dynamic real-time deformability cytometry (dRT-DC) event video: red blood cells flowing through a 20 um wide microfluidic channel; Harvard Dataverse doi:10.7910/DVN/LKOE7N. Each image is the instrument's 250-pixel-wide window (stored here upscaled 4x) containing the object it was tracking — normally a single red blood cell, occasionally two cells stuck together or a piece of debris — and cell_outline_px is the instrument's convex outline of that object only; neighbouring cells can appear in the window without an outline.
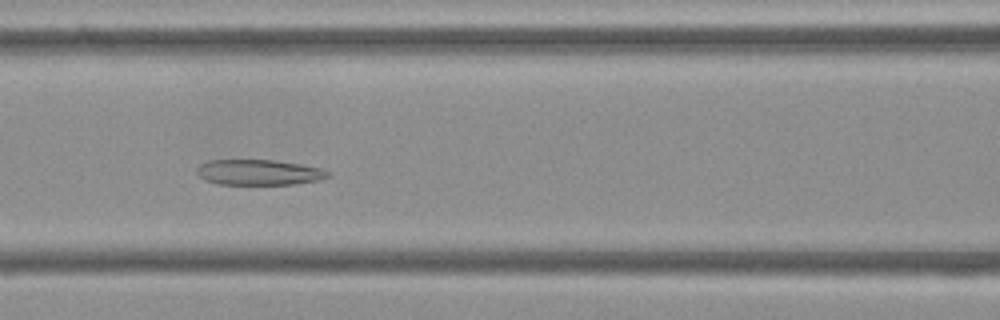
{"species": "Egyptian fruit bat (a non-hibernating species)", "species_latin": "Rousettus aegyptiacus", "temperature_condition": "cold", "stored_images_in_passage": 54, "camera_frame_rate_fps": 3000, "um_per_image_px": 0.085, "frame": {"image": 1, "passage_image": 23, "time_ms": 7.333, "image_size_px": [1000, 320], "cell_outline_px": [[332, 176], [320, 180], [292, 184], [216, 184], [204, 180], [196, 172], [196, 168], [200, 164], [208, 160], [272, 160], [300, 164], [324, 168], [332, 172]], "centroid_in_image_um": [22.04, 14.65], "position_along_channel_um": 144.6, "area_um2": 19.71}}
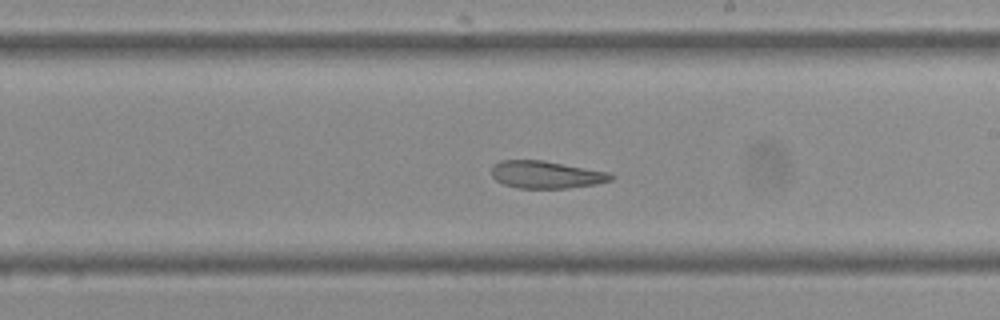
{"frame": {"image": 2, "passage_image": 31, "time_ms": 10.0, "image_size_px": [1000, 320], "cell_outline_px": [[616, 176], [612, 180], [596, 184], [568, 188], [516, 188], [504, 184], [496, 180], [492, 176], [492, 164], [500, 160], [544, 160], [608, 172]], "centroid_in_image_um": [46.41, 14.84], "position_along_channel_um": 242.6, "area_um2": 19.19}}
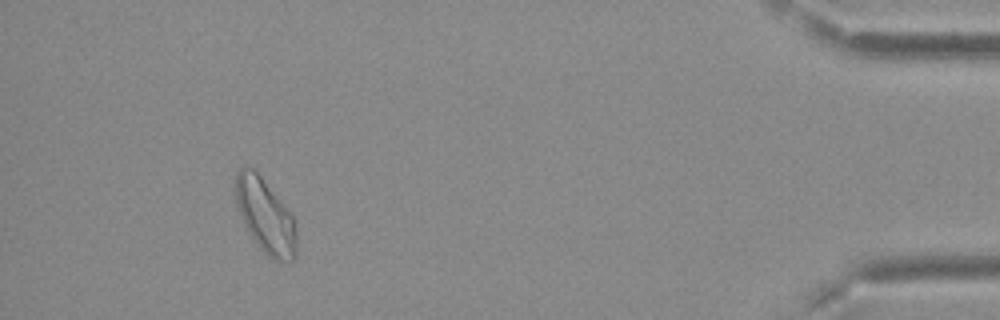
{"frame": {"image": 3, "passage_image": 50, "time_ms": 16.333, "image_size_px": [1000, 320], "cell_outline_px": [[296, 256], [292, 264], [276, 260], [268, 256], [260, 248], [248, 232], [244, 224], [236, 204], [236, 172], [244, 164], [252, 168], [260, 176], [292, 216], [296, 224]], "centroid_in_image_um": [22.56, 18.4], "position_along_channel_um": 412.6, "area_um2": 26.13}, "authors_computed_cell_mechanics": {"area_um2": 23.4668, "velocity_mm_per_s": 3.6846, "shape_relaxation_time_tau1_ms": null, "shape_relaxation_time_tau2_ms": 4.047, "deformation_change_tau1": null, "deformation_change_tau2": 0.0996}}